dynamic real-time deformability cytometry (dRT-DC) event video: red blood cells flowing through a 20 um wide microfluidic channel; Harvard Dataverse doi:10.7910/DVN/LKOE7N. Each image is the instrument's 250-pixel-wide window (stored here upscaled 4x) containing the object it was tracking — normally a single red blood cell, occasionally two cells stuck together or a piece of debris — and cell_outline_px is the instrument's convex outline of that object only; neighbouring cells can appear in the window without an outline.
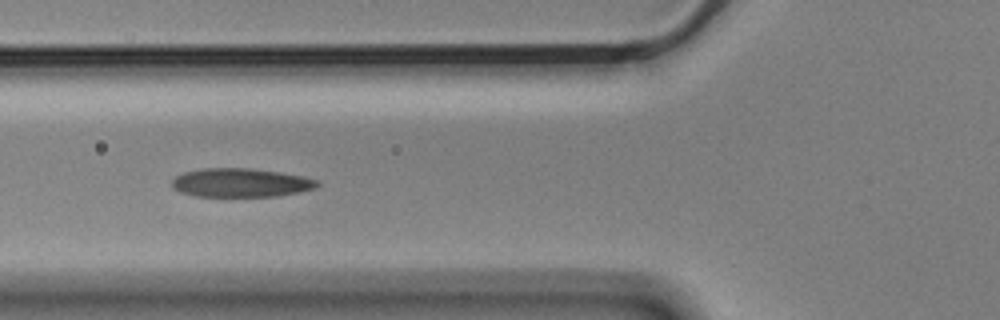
{"species": "Egyptian fruit bat (a non-hibernating species)", "species_latin": "Rousettus aegyptiacus", "temperature_condition": "cold", "stored_images_in_passage": 10, "camera_frame_rate_fps": 3000, "um_per_image_px": 0.085, "animal": {"sex": "male"}, "frame": {"image": 1, "passage_image": 6, "time_ms": 1.667, "image_size_px": [1000, 320], "cell_outline_px": [[320, 184], [316, 188], [276, 196], [196, 196], [180, 192], [172, 188], [172, 180], [176, 176], [184, 172], [204, 168], [248, 168], [280, 172], [304, 176], [320, 180]], "centroid_in_image_um": [20.47, 15.52], "position_along_channel_um": 105.3, "area_um2": 24.33}}
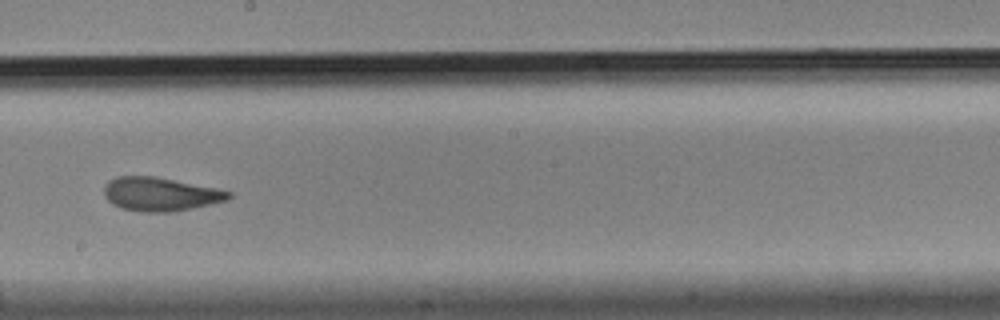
{"frame": {"image": 2, "passage_image": 9, "time_ms": 2.667, "image_size_px": [1000, 320], "cell_outline_px": [[232, 196], [228, 200], [192, 208], [172, 212], [140, 212], [120, 208], [112, 204], [104, 196], [104, 184], [108, 180], [116, 176], [152, 176], [216, 188], [232, 192]], "centroid_in_image_um": [13.59, 16.51], "position_along_channel_um": 234.6, "area_um2": 24.51}}
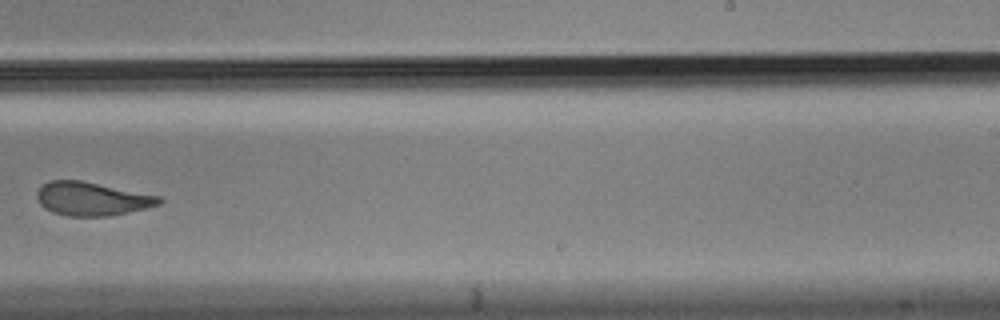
{"frame": {"image": 3, "passage_image": 10, "time_ms": 3.0, "image_size_px": [1000, 320], "cell_outline_px": [[164, 200], [160, 204], [128, 212], [108, 216], [68, 216], [52, 212], [40, 204], [36, 196], [36, 192], [48, 180], [80, 180], [160, 196]], "centroid_in_image_um": [7.8, 16.89], "position_along_channel_um": 281.2, "area_um2": 23.7}}